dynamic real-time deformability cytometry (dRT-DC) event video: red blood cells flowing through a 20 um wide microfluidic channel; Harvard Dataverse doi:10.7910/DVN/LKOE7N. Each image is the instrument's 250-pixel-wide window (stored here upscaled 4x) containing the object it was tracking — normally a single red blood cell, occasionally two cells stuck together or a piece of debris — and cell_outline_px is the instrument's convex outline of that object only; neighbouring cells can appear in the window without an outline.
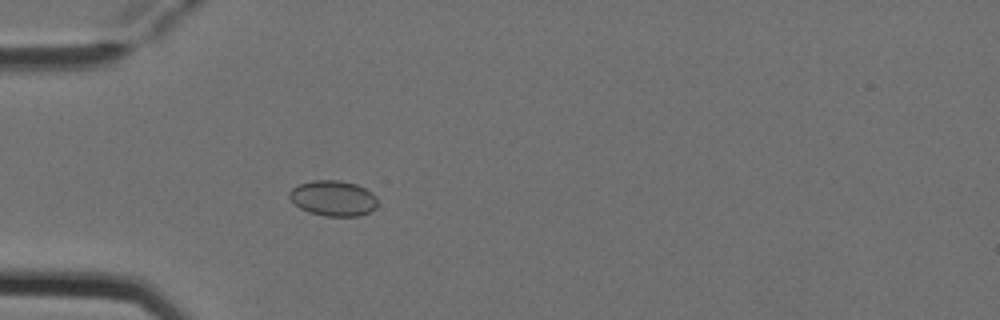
{"species": "Egyptian fruit bat (a non-hibernating species)", "species_latin": "Rousettus aegyptiacus", "temperature_condition": "cold", "stored_images_in_passage": 5, "camera_frame_rate_fps": 3000, "um_per_image_px": 0.085, "animal": {"sex": "female"}, "frame": {"image": 1, "passage_image": 5, "time_ms": 1.333, "image_size_px": [1000, 320], "cell_outline_px": [[376, 208], [360, 216], [324, 216], [308, 212], [300, 208], [288, 196], [288, 192], [292, 188], [300, 184], [312, 180], [340, 180], [356, 184], [372, 192], [376, 196]], "centroid_in_image_um": [28.32, 16.85], "position_along_channel_um": 56.7, "area_um2": 18.26}}